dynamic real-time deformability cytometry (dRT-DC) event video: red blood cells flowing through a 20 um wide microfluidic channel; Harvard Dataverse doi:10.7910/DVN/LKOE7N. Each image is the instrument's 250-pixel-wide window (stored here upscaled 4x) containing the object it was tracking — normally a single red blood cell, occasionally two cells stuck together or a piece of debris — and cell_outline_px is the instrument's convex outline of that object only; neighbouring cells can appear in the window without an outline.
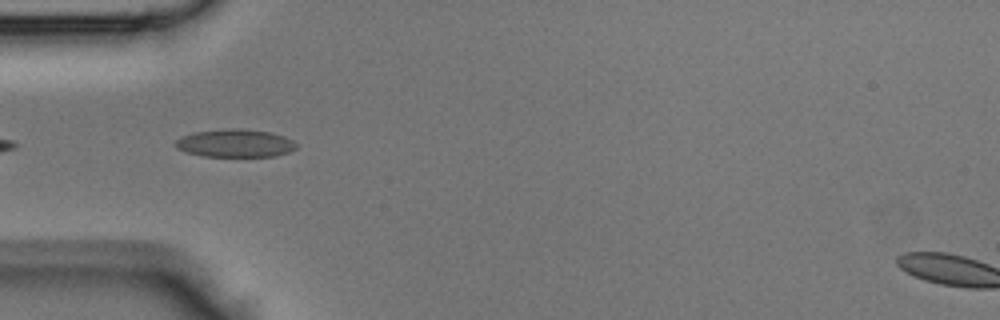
{"species": "Egyptian fruit bat (a non-hibernating species)", "species_latin": "Rousettus aegyptiacus", "temperature_condition": "room temperature", "stored_images_in_passage": 29, "segment_of_instrument_passage": [2, 2], "camera_frame_rate_fps": 3000, "um_per_image_px": 0.085, "animal": {"sex": "male"}, "frame": {"image": 1, "passage_image": 14, "time_ms": 4.333, "image_size_px": [1000, 320], "cell_outline_px": [[296, 148], [288, 152], [276, 156], [204, 156], [184, 152], [176, 148], [172, 144], [180, 136], [192, 132], [228, 128], [240, 128], [268, 132], [284, 136], [292, 140], [296, 144]], "centroid_in_image_um": [19.92, 12.17], "position_along_channel_um": 65.1, "area_um2": 19.83}}